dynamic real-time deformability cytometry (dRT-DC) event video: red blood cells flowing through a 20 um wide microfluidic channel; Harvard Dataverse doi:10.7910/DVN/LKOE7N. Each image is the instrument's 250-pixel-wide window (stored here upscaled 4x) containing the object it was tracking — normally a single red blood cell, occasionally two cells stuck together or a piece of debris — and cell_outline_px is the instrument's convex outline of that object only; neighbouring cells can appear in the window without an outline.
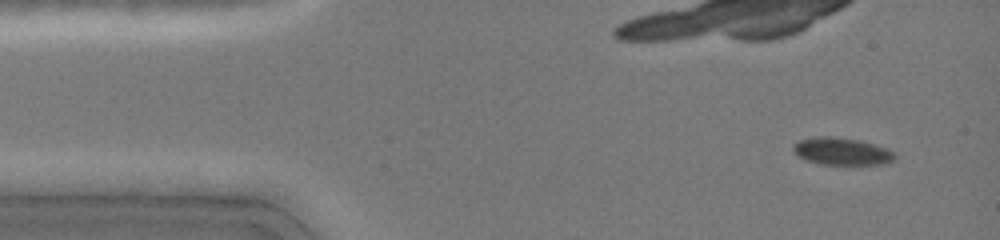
{"species": "common noctule bat (a hibernating species)", "species_latin": "Nyctalus noctula", "temperature_condition": "cold", "stored_images_in_passage": 12, "camera_frame_rate_fps": 3000, "um_per_image_px": 0.085, "animal": {"sex": "female", "body_mass_g": 19.0, "forearm_length_mm": 51.5}, "frame": {"image": 1, "passage_image": 3, "time_ms": 0.667, "image_size_px": [1000, 240], "cell_outline_px": [[896, 156], [892, 160], [880, 164], [820, 164], [808, 160], [800, 156], [792, 148], [792, 144], [800, 140], [816, 136], [824, 136], [860, 140], [888, 148]], "centroid_in_image_um": [71.54, 12.85], "position_along_channel_um": 13.5, "area_um2": 15.84}}